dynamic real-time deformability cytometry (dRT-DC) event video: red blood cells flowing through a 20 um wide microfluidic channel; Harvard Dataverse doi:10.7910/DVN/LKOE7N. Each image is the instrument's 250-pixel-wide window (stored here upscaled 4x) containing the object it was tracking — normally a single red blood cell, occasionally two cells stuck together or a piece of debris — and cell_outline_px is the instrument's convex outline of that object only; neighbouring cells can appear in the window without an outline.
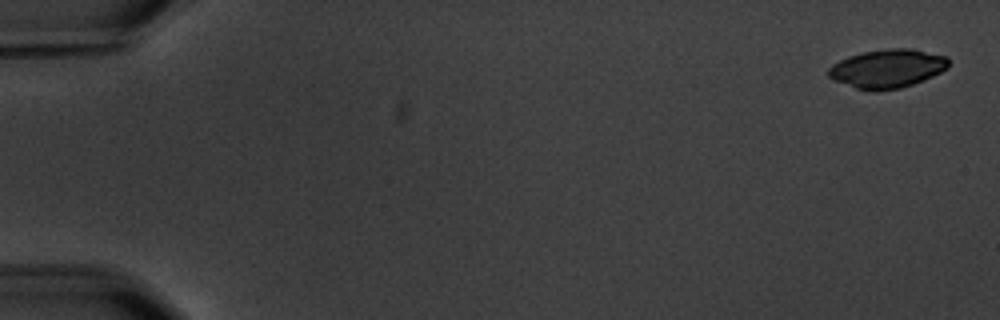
{"species": "common noctule bat (a hibernating species)", "species_latin": "Nyctalus noctula", "temperature_condition": "warm", "stored_images_in_passage": 8, "camera_frame_rate_fps": 3000, "um_per_image_px": 0.085, "animal": {"sex": "male", "body_mass_g": 20.1, "forearm_length_mm": 53.5}, "frame": {"image": 1, "passage_image": 1, "time_ms": 0.0, "image_size_px": [1000, 320], "cell_outline_px": [[948, 68], [924, 80], [900, 88], [876, 92], [868, 92], [832, 80], [828, 76], [828, 68], [832, 64], [848, 56], [864, 52], [888, 48], [912, 48], [948, 56]], "centroid_in_image_um": [75.41, 5.84], "position_along_channel_um": 9.6, "area_um2": 27.34}}
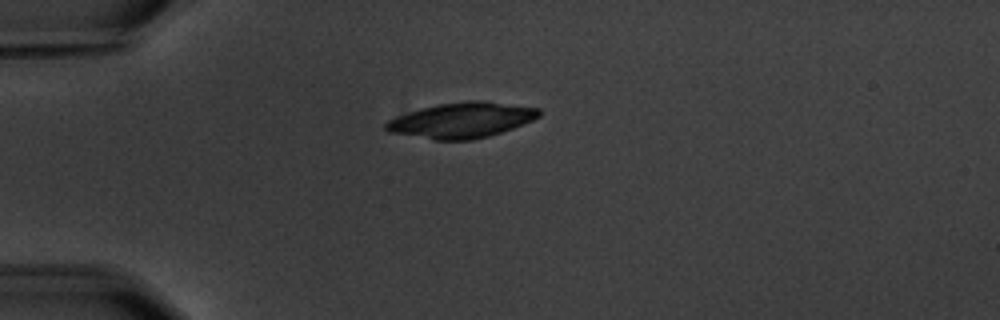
{"frame": {"image": 2, "passage_image": 5, "time_ms": 4.667, "image_size_px": [1000, 320], "cell_outline_px": [[540, 116], [532, 120], [512, 128], [488, 136], [472, 140], [436, 140], [388, 132], [384, 128], [384, 124], [388, 120], [420, 108], [440, 104], [468, 100], [488, 100], [540, 108]], "centroid_in_image_um": [39.25, 10.2], "position_along_channel_um": 45.7, "area_um2": 31.56}}